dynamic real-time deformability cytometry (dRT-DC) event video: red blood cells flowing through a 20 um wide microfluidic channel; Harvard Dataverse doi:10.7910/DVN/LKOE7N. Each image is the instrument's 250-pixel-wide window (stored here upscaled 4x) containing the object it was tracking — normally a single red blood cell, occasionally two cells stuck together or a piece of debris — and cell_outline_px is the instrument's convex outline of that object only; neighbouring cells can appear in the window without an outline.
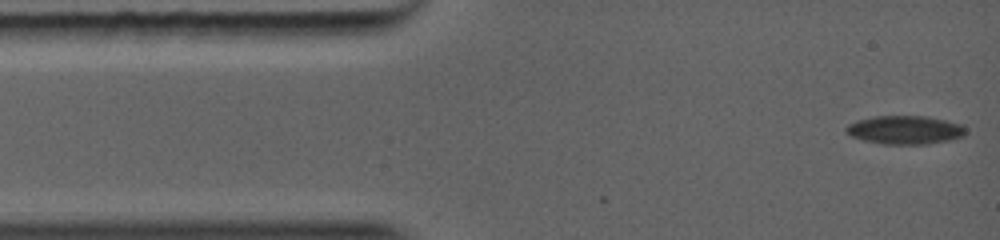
{"species": "common noctule bat (a hibernating species)", "species_latin": "Nyctalus noctula", "temperature_condition": "warm", "stored_images_in_passage": 35, "camera_frame_rate_fps": 5000, "um_per_image_px": 0.085, "animal": {"sex": "female", "body_mass_g": 19.0, "forearm_length_mm": 56.7}, "frame": {"image": 1, "passage_image": 1, "time_ms": 0.0, "image_size_px": [1000, 240], "cell_outline_px": [[964, 132], [956, 136], [936, 140], [872, 140], [856, 136], [848, 132], [848, 128], [852, 124], [868, 120], [928, 120], [948, 124], [964, 128]], "centroid_in_image_um": [76.85, 11.06], "position_along_channel_um": 8.2, "area_um2": 14.16}}
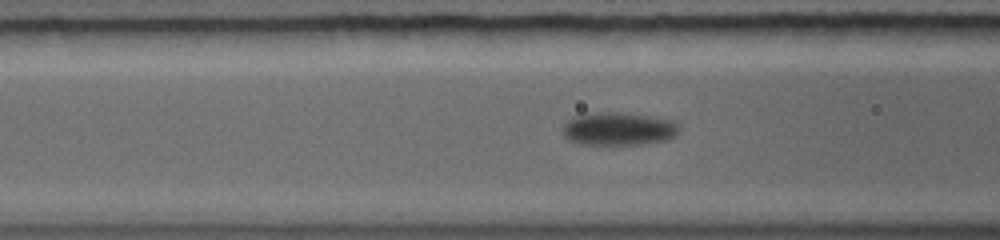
{"frame": {"image": 2, "passage_image": 15, "time_ms": 3.8, "image_size_px": [1000, 240], "cell_outline_px": [[672, 132], [668, 136], [656, 140], [640, 144], [588, 144], [572, 140], [568, 136], [568, 124], [576, 120], [608, 112], [632, 116], [652, 120], [668, 124], [672, 128]], "centroid_in_image_um": [52.44, 11.03], "position_along_channel_um": 114.2, "area_um2": 18.32}}
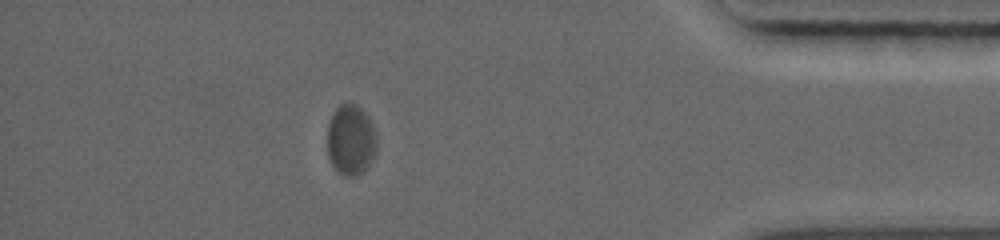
{"frame": {"image": 3, "passage_image": 30, "time_ms": 11.0, "image_size_px": [1000, 240], "cell_outline_px": [[372, 152], [364, 168], [360, 172], [340, 172], [336, 168], [328, 152], [328, 128], [332, 116], [336, 108], [344, 104], [348, 104], [356, 108], [360, 112], [368, 128], [372, 140]], "centroid_in_image_um": [29.66, 11.88], "position_along_channel_um": 405.5, "area_um2": 17.17}}